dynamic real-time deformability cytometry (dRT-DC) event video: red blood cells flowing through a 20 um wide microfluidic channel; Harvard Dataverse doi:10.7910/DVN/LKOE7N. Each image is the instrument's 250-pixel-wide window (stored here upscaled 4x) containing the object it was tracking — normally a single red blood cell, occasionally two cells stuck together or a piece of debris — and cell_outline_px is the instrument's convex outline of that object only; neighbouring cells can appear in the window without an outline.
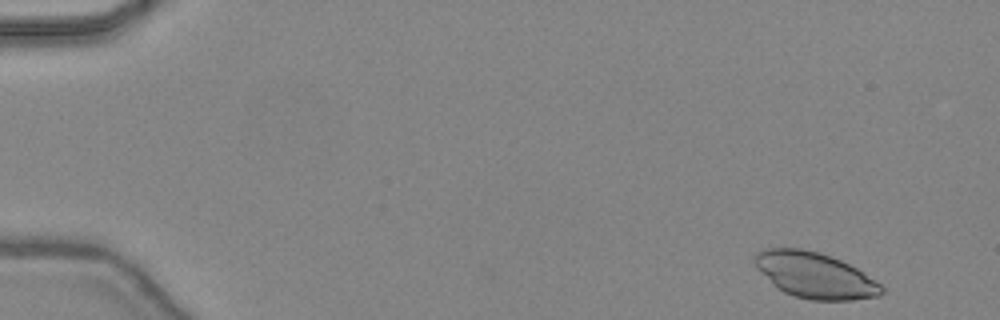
{"species": "common noctule bat (a hibernating species)", "species_latin": "Nyctalus noctula", "temperature_condition": "warm", "stored_images_in_passage": 45, "camera_frame_rate_fps": 3000, "um_per_image_px": 0.085, "animal": {"sex": "female", "body_mass_g": 24.6, "forearm_length_mm": 56.2}, "frame": {"image": 1, "passage_image": 2, "time_ms": 0.333, "image_size_px": [1000, 320], "cell_outline_px": [[884, 292], [880, 296], [852, 300], [812, 300], [796, 296], [784, 292], [776, 288], [756, 268], [752, 260], [752, 256], [756, 252], [764, 248], [800, 248], [820, 252], [832, 256], [856, 268], [880, 284], [884, 288]], "centroid_in_image_um": [69.22, 23.38], "position_along_channel_um": 15.8, "area_um2": 33.99}}